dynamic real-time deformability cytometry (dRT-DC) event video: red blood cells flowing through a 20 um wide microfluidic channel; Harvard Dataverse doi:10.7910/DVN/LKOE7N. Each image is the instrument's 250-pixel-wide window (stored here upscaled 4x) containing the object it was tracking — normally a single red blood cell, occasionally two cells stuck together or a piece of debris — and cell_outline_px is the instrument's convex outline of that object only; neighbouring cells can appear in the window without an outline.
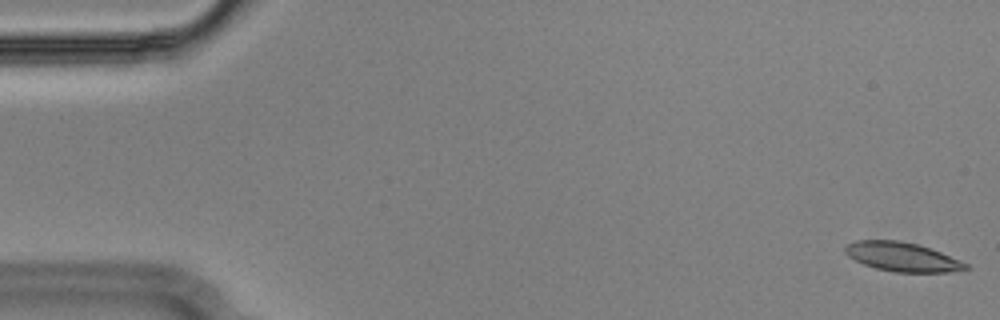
{"species": "Egyptian fruit bat (a non-hibernating species)", "species_latin": "Rousettus aegyptiacus", "temperature_condition": "cold", "stored_images_in_passage": 56, "camera_frame_rate_fps": 3000, "um_per_image_px": 0.085, "animal": {"sex": "male"}, "frame": {"image": 1, "passage_image": 1, "time_ms": 0.0, "image_size_px": [1000, 320], "cell_outline_px": [[968, 268], [948, 272], [896, 272], [876, 268], [864, 264], [848, 256], [844, 252], [844, 248], [848, 244], [856, 240], [900, 240], [916, 244], [940, 252], [960, 260], [968, 264]], "centroid_in_image_um": [76.66, 21.83], "position_along_channel_um": 8.3, "area_um2": 20.17}}
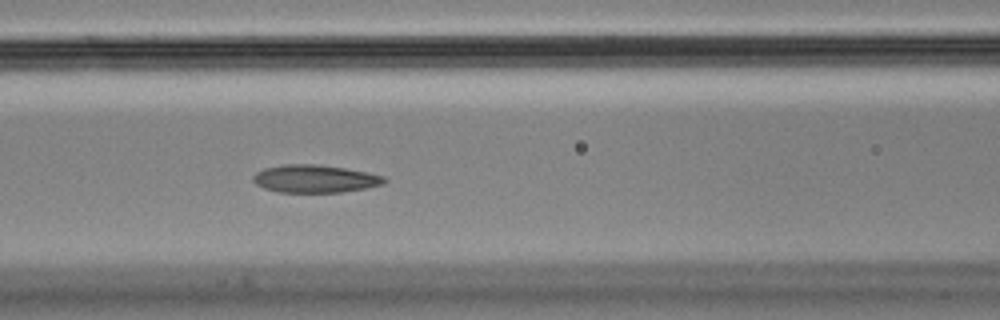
{"frame": {"image": 2, "passage_image": 23, "time_ms": 7.333, "image_size_px": [1000, 320], "cell_outline_px": [[388, 180], [384, 184], [364, 188], [340, 192], [280, 192], [264, 188], [256, 184], [252, 180], [252, 176], [256, 172], [264, 168], [284, 164], [312, 164], [344, 168], [384, 176]], "centroid_in_image_um": [26.73, 15.19], "position_along_channel_um": 139.9, "area_um2": 21.04}}
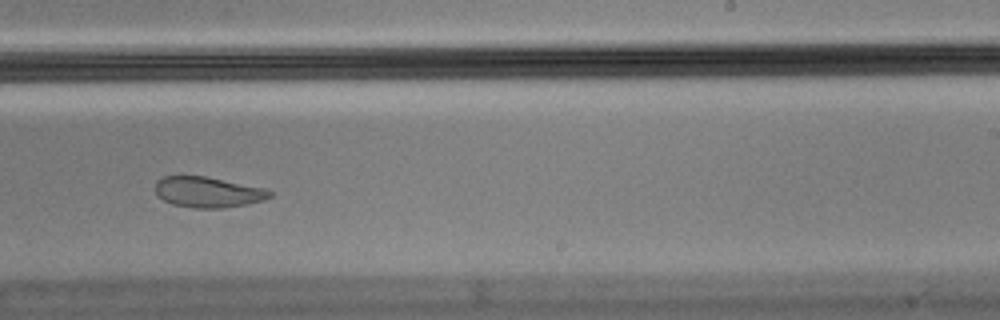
{"frame": {"image": 3, "passage_image": 34, "time_ms": 11.0, "image_size_px": [1000, 320], "cell_outline_px": [[272, 196], [264, 200], [224, 208], [192, 208], [172, 204], [164, 200], [156, 192], [156, 180], [164, 176], [204, 176], [264, 188], [272, 192]], "centroid_in_image_um": [17.66, 16.33], "position_along_channel_um": 271.3, "area_um2": 20.23}, "authors_computed_cell_mechanics": {"area_um2": 21.8773, "velocity_mm_per_s": 3.6014, "shape_relaxation_time_tau1_ms": null, "shape_relaxation_time_tau2_ms": 2.1837, "deformation_change_tau1": null, "deformation_change_tau2": 0.0849}}